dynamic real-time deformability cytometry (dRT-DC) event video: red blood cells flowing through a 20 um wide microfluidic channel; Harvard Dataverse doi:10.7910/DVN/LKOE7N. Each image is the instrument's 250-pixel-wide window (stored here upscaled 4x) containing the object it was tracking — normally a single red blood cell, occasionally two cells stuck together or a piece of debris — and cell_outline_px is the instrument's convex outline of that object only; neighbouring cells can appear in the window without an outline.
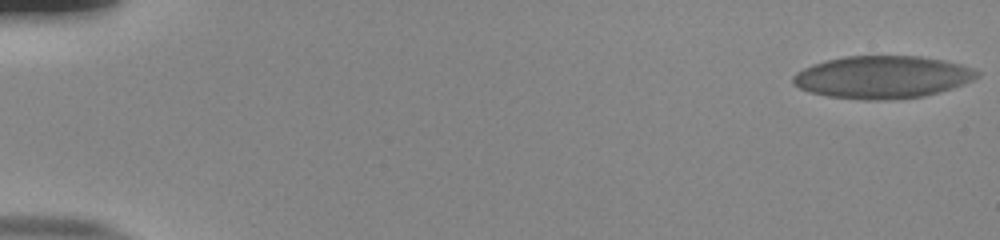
{"species": "human", "species_latin": "Homo sapiens", "temperature_condition": "room temperature", "stored_images_in_passage": 55, "camera_frame_rate_fps": 3000, "um_per_image_px": 0.085, "donor": {"sex": "male"}, "frame": {"image": 1, "passage_image": 1, "time_ms": 0.0, "image_size_px": [1000, 240], "cell_outline_px": [[980, 72], [976, 76], [960, 84], [924, 96], [880, 100], [868, 100], [828, 96], [812, 92], [800, 88], [792, 80], [792, 76], [796, 72], [812, 64], [844, 56], [920, 56], [940, 60], [956, 64]], "centroid_in_image_um": [74.9, 6.55], "position_along_channel_um": 10.1, "area_um2": 44.51}}
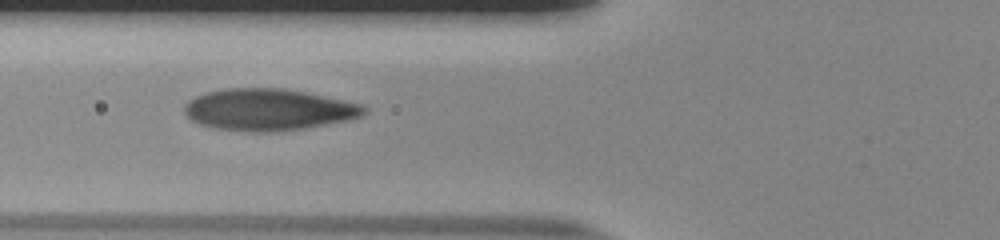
{"frame": {"image": 2, "passage_image": 22, "time_ms": 7.0, "image_size_px": [1000, 240], "cell_outline_px": [[368, 112], [360, 116], [348, 120], [304, 128], [272, 132], [252, 132], [212, 128], [200, 124], [192, 120], [184, 112], [184, 104], [188, 100], [196, 96], [208, 92], [228, 88], [284, 88], [364, 104], [368, 108]], "centroid_in_image_um": [22.83, 9.32], "position_along_channel_um": 103.0, "area_um2": 43.7}}
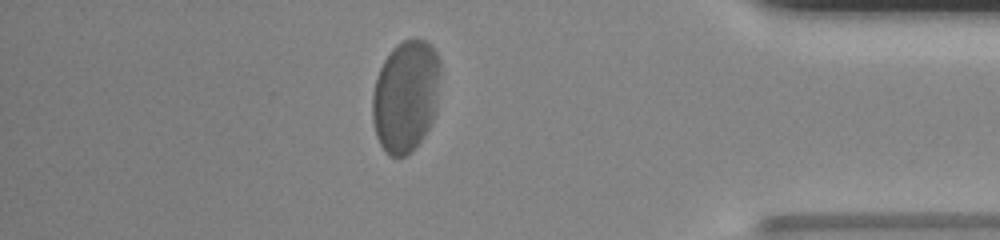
{"frame": {"image": 3, "passage_image": 48, "time_ms": 15.667, "image_size_px": [1000, 240], "cell_outline_px": [[440, 72], [436, 112], [428, 128], [412, 152], [404, 156], [388, 156], [380, 144], [376, 136], [372, 120], [372, 96], [376, 80], [380, 68], [384, 60], [392, 48], [396, 44], [404, 40], [424, 40], [436, 52], [440, 60]], "centroid_in_image_um": [34.47, 8.19], "position_along_channel_um": 400.7, "area_um2": 44.33}, "authors_computed_cell_mechanics": {"area_um2": 43.6968, "velocity_mm_per_s": 3.7582, "shape_relaxation_time_tau1_ms": 2.7878, "shape_relaxation_time_tau2_ms": null, "deformation_change_tau1": 0.1463, "deformation_change_tau2": null}}